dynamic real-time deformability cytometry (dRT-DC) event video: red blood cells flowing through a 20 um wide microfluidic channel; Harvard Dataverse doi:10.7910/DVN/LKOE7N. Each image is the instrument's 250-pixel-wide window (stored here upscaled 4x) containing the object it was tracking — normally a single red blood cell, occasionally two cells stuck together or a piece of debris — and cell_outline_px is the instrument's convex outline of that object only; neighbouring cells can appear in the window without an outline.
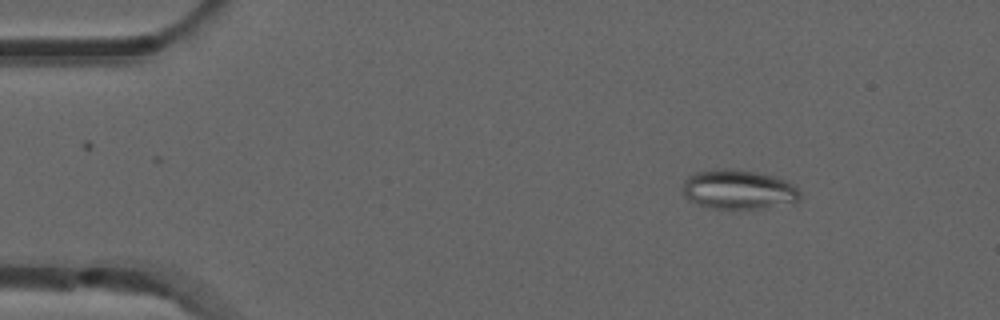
{"species": "common noctule bat (a hibernating species)", "species_latin": "Nyctalus noctula", "temperature_condition": "room temperature", "stored_images_in_passage": 4, "camera_frame_rate_fps": 3000, "um_per_image_px": 0.085, "animal": {"sex": "male", "forearm_length_mm": 52.5}, "frame": {"image": 1, "passage_image": 1, "time_ms": 0.0, "image_size_px": [1000, 320], "cell_outline_px": [[800, 196], [796, 200], [764, 208], [732, 212], [712, 208], [688, 200], [684, 196], [684, 180], [688, 176], [696, 172], [724, 168], [728, 168], [756, 172], [776, 176], [788, 180], [800, 192]], "centroid_in_image_um": [62.74, 16.13], "position_along_channel_um": 22.3, "area_um2": 27.34}}
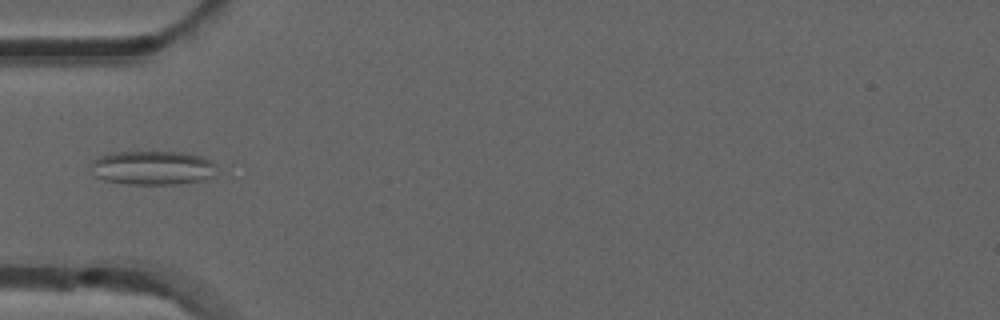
{"frame": {"image": 2, "passage_image": 4, "time_ms": 1.0, "image_size_px": [1000, 320], "cell_outline_px": [[216, 176], [200, 180], [176, 184], [128, 184], [104, 180], [96, 176], [92, 172], [88, 164], [92, 160], [108, 152], [184, 152], [204, 156], [212, 160], [216, 164]], "centroid_in_image_um": [12.98, 14.25], "position_along_channel_um": 72.0, "area_um2": 25.43}}